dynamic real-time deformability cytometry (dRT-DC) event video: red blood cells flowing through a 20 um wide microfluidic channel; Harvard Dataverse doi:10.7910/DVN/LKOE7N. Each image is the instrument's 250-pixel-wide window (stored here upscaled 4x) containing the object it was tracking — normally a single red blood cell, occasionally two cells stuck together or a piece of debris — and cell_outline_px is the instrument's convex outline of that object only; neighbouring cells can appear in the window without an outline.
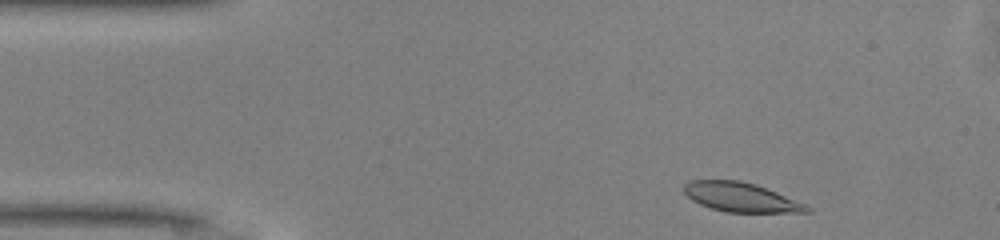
{"species": "common noctule bat (a hibernating species)", "species_latin": "Nyctalus noctula", "temperature_condition": "warm", "stored_images_in_passage": 44, "camera_frame_rate_fps": 3000, "um_per_image_px": 0.085, "animal": {"sex": "male", "body_mass_g": 13.0, "forearm_length_mm": 53.1}, "frame": {"image": 1, "passage_image": 2, "time_ms": 0.333, "image_size_px": [1000, 240], "cell_outline_px": [[812, 212], [728, 212], [712, 208], [700, 204], [692, 200], [684, 192], [684, 184], [692, 180], [740, 180], [756, 184], [776, 192], [804, 204], [812, 208]], "centroid_in_image_um": [62.96, 16.76], "position_along_channel_um": 22.0, "area_um2": 20.69}}
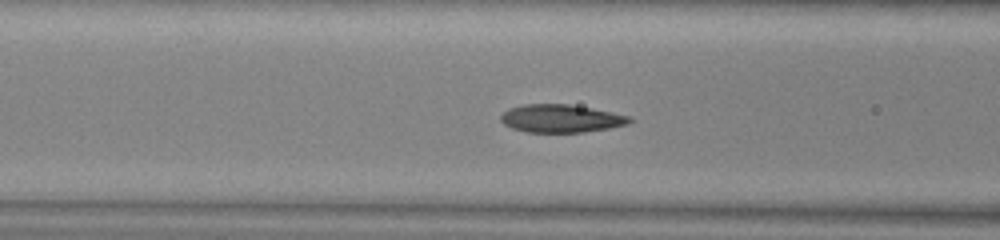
{"frame": {"image": 2, "passage_image": 14, "time_ms": 4.333, "image_size_px": [1000, 240], "cell_outline_px": [[632, 120], [628, 124], [608, 128], [584, 132], [528, 132], [512, 128], [504, 124], [500, 120], [500, 116], [508, 108], [524, 104], [568, 104], [592, 108], [632, 116]], "centroid_in_image_um": [47.68, 10.06], "position_along_channel_um": 118.9, "area_um2": 20.98}}
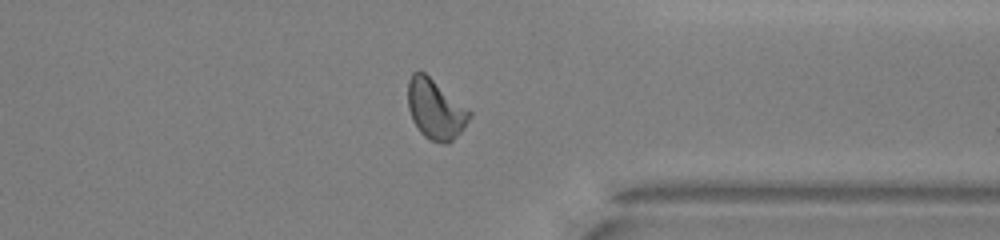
{"frame": {"image": 3, "passage_image": 33, "time_ms": 10.667, "image_size_px": [1000, 240], "cell_outline_px": [[472, 116], [464, 128], [448, 144], [444, 144], [432, 140], [424, 136], [420, 132], [412, 120], [408, 108], [408, 80], [412, 72], [424, 72], [472, 112]], "centroid_in_image_um": [37.01, 9.3], "position_along_channel_um": 374.4, "area_um2": 21.33}, "authors_computed_cell_mechanics": {"area_um2": 21.3282, "velocity_mm_per_s": 4.1575, "shape_relaxation_time_tau1_ms": 4.1251, "shape_relaxation_time_tau2_ms": 1.4213, "deformation_change_tau1": 0.1348, "deformation_change_tau2": 0.0479}}